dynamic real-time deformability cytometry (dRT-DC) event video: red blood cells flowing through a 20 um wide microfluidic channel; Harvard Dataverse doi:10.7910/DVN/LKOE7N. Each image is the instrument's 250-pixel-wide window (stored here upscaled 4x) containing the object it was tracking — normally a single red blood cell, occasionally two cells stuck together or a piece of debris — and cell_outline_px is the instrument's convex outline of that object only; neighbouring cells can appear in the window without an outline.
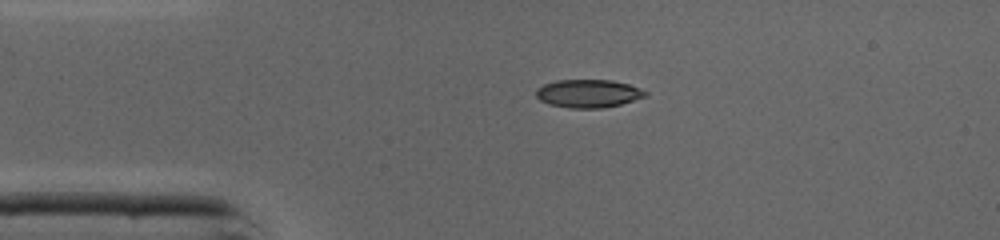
{"species": "common noctule bat (a hibernating species)", "species_latin": "Nyctalus noctula", "temperature_condition": "cold", "stored_images_in_passage": 37, "camera_frame_rate_fps": 3000, "um_per_image_px": 0.085, "animal": {"sex": "male", "body_mass_g": 19.0, "forearm_length_mm": 50.8}, "frame": {"image": 1, "passage_image": 1, "time_ms": 0.0, "image_size_px": [1000, 240], "cell_outline_px": [[648, 96], [620, 104], [600, 108], [568, 108], [548, 104], [540, 100], [536, 96], [536, 88], [544, 84], [556, 80], [612, 80], [628, 84], [648, 92]], "centroid_in_image_um": [49.98, 7.95], "position_along_channel_um": 35.0, "area_um2": 17.92}}
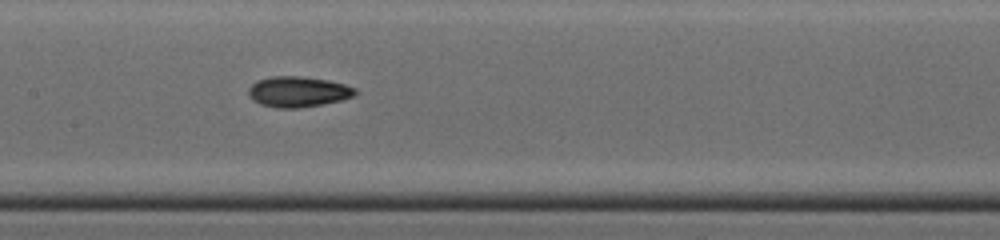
{"frame": {"image": 2, "passage_image": 13, "time_ms": 4.0, "image_size_px": [1000, 240], "cell_outline_px": [[356, 92], [352, 96], [340, 100], [320, 104], [296, 108], [276, 108], [260, 104], [252, 100], [248, 92], [248, 88], [256, 80], [272, 76], [300, 76], [328, 80], [344, 84], [356, 88]], "centroid_in_image_um": [25.28, 7.79], "position_along_channel_um": 182.1, "area_um2": 18.9}}
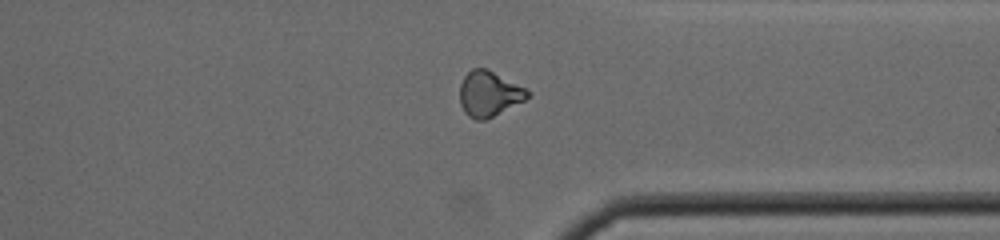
{"frame": {"image": 3, "passage_image": 26, "time_ms": 8.333, "image_size_px": [1000, 240], "cell_outline_px": [[532, 92], [524, 100], [484, 120], [476, 120], [468, 116], [464, 112], [460, 104], [460, 84], [464, 76], [472, 68], [488, 68]], "centroid_in_image_um": [41.54, 7.95], "position_along_channel_um": 369.9, "area_um2": 17.74}, "authors_computed_cell_mechanics": {"area_um2": 17.8024, "velocity_mm_per_s": 4.3959, "shape_relaxation_time_tau1_ms": 2.8308, "shape_relaxation_time_tau2_ms": null, "deformation_change_tau1": 0.1419, "deformation_change_tau2": null}}